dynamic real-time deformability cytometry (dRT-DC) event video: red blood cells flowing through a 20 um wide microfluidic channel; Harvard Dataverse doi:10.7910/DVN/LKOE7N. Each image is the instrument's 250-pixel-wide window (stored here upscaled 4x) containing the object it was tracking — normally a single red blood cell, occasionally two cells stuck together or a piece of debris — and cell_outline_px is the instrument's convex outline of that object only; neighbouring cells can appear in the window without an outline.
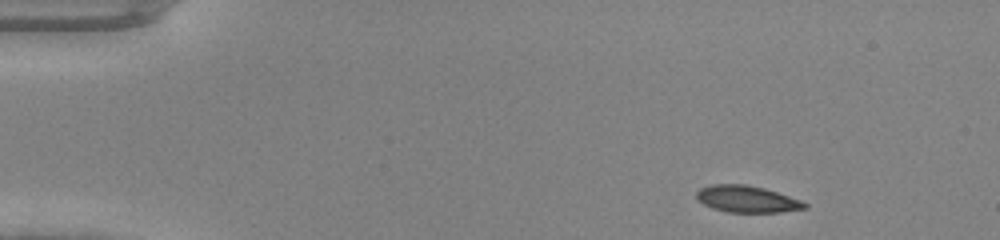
{"species": "common noctule bat (a hibernating species)", "species_latin": "Nyctalus noctula", "temperature_condition": "warm", "stored_images_in_passage": 43, "camera_frame_rate_fps": 3000, "um_per_image_px": 0.085, "animal": {"sex": "male", "body_mass_g": 20.0, "forearm_length_mm": 53.3}, "frame": {"image": 1, "passage_image": 1, "time_ms": 0.0, "image_size_px": [1000, 240], "cell_outline_px": [[808, 208], [780, 212], [728, 212], [712, 208], [704, 204], [696, 196], [696, 192], [700, 188], [712, 184], [748, 184], [764, 188], [800, 200], [808, 204]], "centroid_in_image_um": [63.49, 16.92], "position_along_channel_um": 21.5, "area_um2": 16.76}}
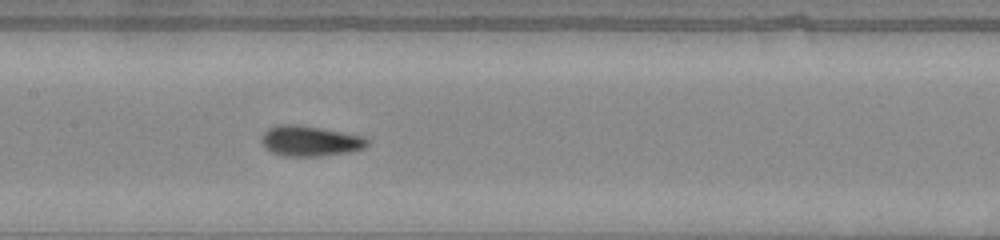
{"frame": {"image": 2, "passage_image": 19, "time_ms": 6.0, "image_size_px": [1000, 240], "cell_outline_px": [[368, 144], [364, 148], [352, 152], [320, 156], [280, 156], [264, 148], [260, 140], [264, 132], [268, 128], [276, 124], [300, 124], [364, 136], [368, 140]], "centroid_in_image_um": [26.33, 11.98], "position_along_channel_um": 181.1, "area_um2": 19.07}}
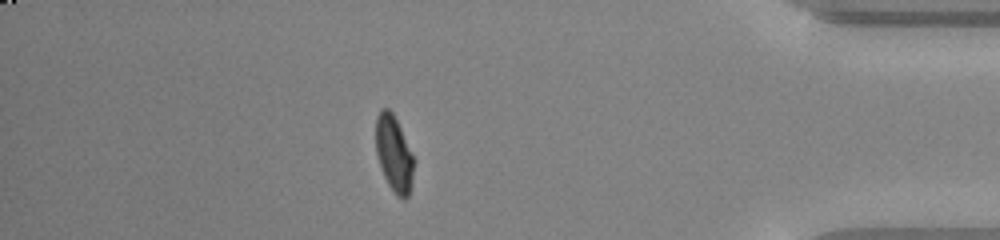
{"frame": {"image": 3, "passage_image": 37, "time_ms": 12.0, "image_size_px": [1000, 240], "cell_outline_px": [[416, 160], [412, 184], [408, 196], [404, 200], [396, 196], [388, 184], [384, 176], [376, 152], [376, 116], [380, 108], [388, 108], [392, 112]], "centroid_in_image_um": [33.51, 13.09], "position_along_channel_um": 401.7, "area_um2": 17.05}}